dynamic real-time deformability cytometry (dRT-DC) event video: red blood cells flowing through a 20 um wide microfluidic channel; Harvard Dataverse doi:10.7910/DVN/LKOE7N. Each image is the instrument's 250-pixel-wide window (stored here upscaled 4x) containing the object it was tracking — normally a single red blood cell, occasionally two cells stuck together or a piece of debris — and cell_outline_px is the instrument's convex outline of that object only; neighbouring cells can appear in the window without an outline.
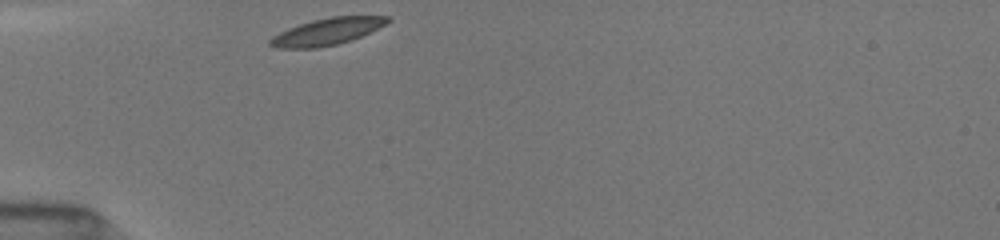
{"species": "common noctule bat (a hibernating species)", "species_latin": "Nyctalus noctula", "temperature_condition": "room temperature", "stored_images_in_passage": 29, "camera_frame_rate_fps": 3000, "um_per_image_px": 0.085, "animal": {"sex": "female", "body_mass_g": 19.5, "forearm_length_mm": 54.1}, "frame": {"image": 1, "passage_image": 1, "time_ms": 0.0, "image_size_px": [1000, 240], "cell_outline_px": [[392, 20], [352, 40], [336, 44], [316, 48], [276, 48], [268, 44], [268, 40], [272, 36], [288, 28], [312, 20], [332, 16], [388, 16]], "centroid_in_image_um": [27.75, 2.68], "position_along_channel_um": 57.3, "area_um2": 18.15}}
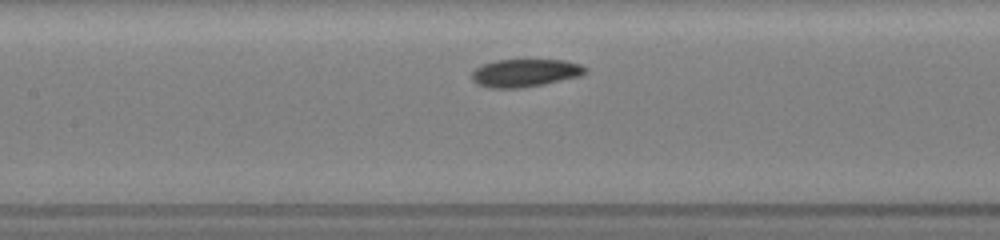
{"frame": {"image": 2, "passage_image": 10, "time_ms": 3.0, "image_size_px": [1000, 240], "cell_outline_px": [[588, 68], [580, 76], [544, 84], [520, 88], [488, 88], [476, 84], [472, 80], [472, 72], [476, 68], [484, 64], [496, 60], [564, 60], [580, 64]], "centroid_in_image_um": [44.61, 6.2], "position_along_channel_um": 162.8, "area_um2": 18.38}}
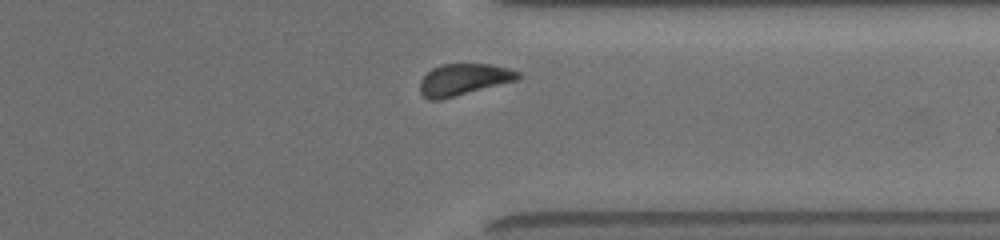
{"frame": {"image": 3, "passage_image": 26, "time_ms": 8.333, "image_size_px": [1000, 240], "cell_outline_px": [[520, 76], [516, 80], [440, 100], [428, 100], [420, 92], [420, 80], [432, 68], [440, 64], [492, 64], [508, 68], [520, 72]], "centroid_in_image_um": [39.38, 6.75], "position_along_channel_um": 372.0, "area_um2": 17.92}, "authors_computed_cell_mechanics": {"area_um2": 18.3226, "velocity_mm_per_s": 3.9252, "shape_relaxation_time_tau1_ms": 1.6517, "shape_relaxation_time_tau2_ms": 5.0538, "deformation_change_tau1": 0.0786, "deformation_change_tau2": 0.1027}}